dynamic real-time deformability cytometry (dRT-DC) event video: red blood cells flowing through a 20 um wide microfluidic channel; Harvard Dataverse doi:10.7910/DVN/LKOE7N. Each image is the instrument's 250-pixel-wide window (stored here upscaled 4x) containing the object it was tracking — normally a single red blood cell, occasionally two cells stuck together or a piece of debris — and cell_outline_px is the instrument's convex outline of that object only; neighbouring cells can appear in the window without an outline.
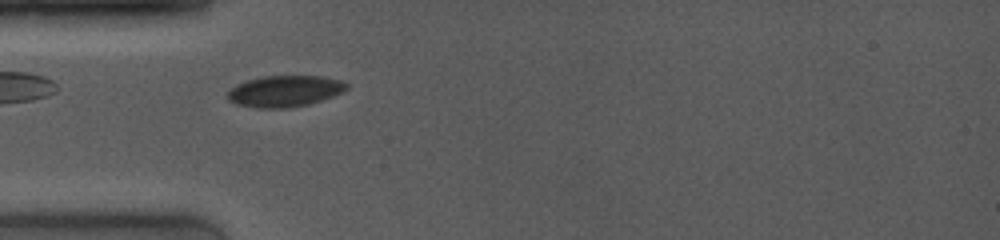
{"species": "common noctule bat (a hibernating species)", "species_latin": "Nyctalus noctula", "temperature_condition": "room temperature", "stored_images_in_passage": 9, "camera_frame_rate_fps": 4000, "um_per_image_px": 0.085, "animal": {"sex": "female", "body_mass_g": 19.0, "forearm_length_mm": 53.3}, "frame": {"image": 1, "passage_image": 1, "time_ms": 0.0, "image_size_px": [1000, 240], "cell_outline_px": [[348, 88], [344, 92], [308, 104], [288, 108], [256, 108], [236, 104], [228, 100], [228, 92], [236, 84], [248, 80], [264, 76], [324, 76], [340, 80], [348, 84]], "centroid_in_image_um": [24.21, 7.75], "position_along_channel_um": 60.8, "area_um2": 21.68}}